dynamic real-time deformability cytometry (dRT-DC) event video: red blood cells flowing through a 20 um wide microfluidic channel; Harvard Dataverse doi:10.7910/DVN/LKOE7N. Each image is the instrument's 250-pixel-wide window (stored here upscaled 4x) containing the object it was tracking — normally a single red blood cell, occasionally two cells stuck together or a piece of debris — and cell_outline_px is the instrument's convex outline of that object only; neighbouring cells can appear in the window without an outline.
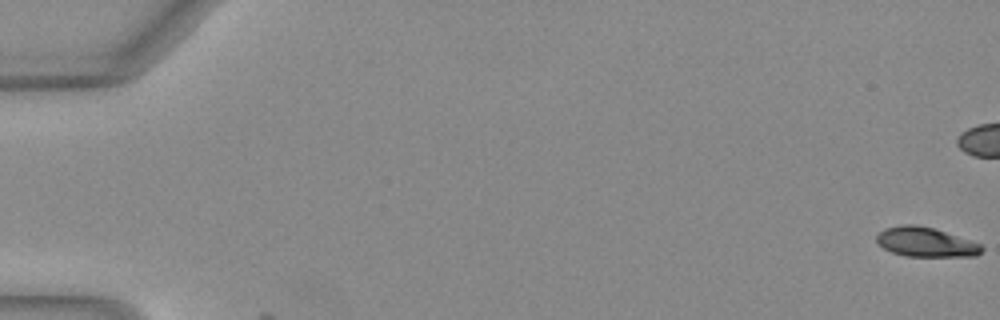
{"species": "Egyptian fruit bat (a non-hibernating species)", "species_latin": "Rousettus aegyptiacus", "temperature_condition": "warm", "stored_images_in_passage": 2, "camera_frame_rate_fps": 3000, "um_per_image_px": 0.085, "animal": {"sex": "female"}, "frame": {"image": 1, "passage_image": 1, "time_ms": 0.0, "image_size_px": [1000, 320], "cell_outline_px": [[984, 248], [976, 256], [904, 256], [892, 252], [884, 248], [876, 240], [876, 236], [884, 228], [904, 224], [916, 224], [932, 228], [980, 244]], "centroid_in_image_um": [78.65, 20.58], "position_along_channel_um": 6.4, "area_um2": 17.74}}